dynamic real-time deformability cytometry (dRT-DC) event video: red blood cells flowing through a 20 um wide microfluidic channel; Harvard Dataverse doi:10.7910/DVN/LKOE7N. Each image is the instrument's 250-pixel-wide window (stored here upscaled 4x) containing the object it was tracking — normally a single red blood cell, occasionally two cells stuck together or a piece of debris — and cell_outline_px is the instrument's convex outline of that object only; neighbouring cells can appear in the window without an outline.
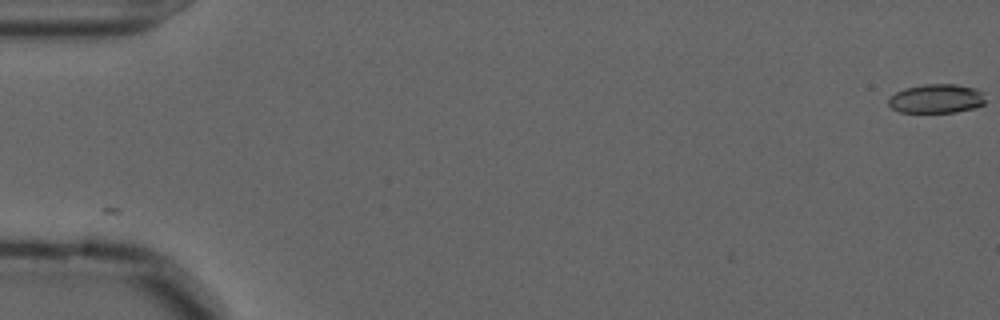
{"species": "common noctule bat (a hibernating species)", "species_latin": "Nyctalus noctula", "temperature_condition": "cold", "stored_images_in_passage": 7, "camera_frame_rate_fps": 3000, "um_per_image_px": 0.085, "animal": {"sex": "male", "forearm_length_mm": 52.5}, "frame": {"image": 1, "passage_image": 1, "time_ms": 0.0, "image_size_px": [1000, 320], "cell_outline_px": [[984, 104], [976, 108], [956, 112], [900, 112], [892, 108], [888, 104], [888, 100], [896, 92], [904, 88], [924, 84], [956, 84], [976, 88], [984, 92]], "centroid_in_image_um": [79.63, 8.38], "position_along_channel_um": 5.4, "area_um2": 16.53}}